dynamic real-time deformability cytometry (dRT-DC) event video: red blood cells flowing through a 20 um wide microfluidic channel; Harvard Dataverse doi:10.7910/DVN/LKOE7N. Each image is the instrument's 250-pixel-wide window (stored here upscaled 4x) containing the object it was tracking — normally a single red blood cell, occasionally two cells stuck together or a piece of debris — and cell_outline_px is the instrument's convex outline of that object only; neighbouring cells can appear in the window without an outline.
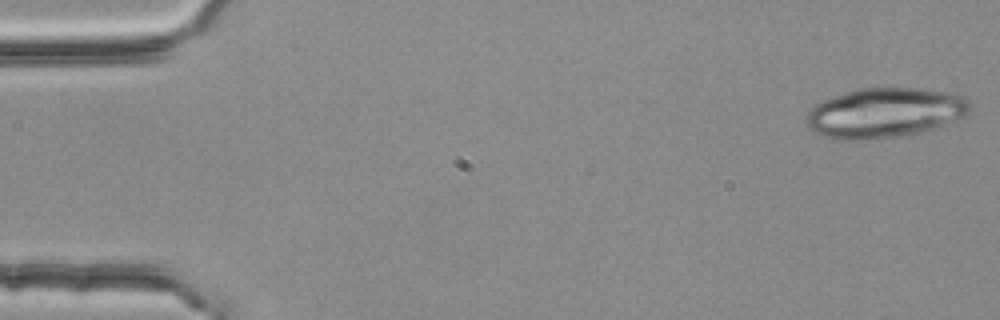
{"species": "common noctule bat (a hibernating species)", "species_latin": "Nyctalus noctula", "temperature_condition": "room temperature", "stored_images_in_passage": 53, "camera_frame_rate_fps": 3000, "um_per_image_px": 0.085, "animal": {"sex": "female", "body_mass_g": 25.1}, "frame": {"image": 1, "passage_image": 1, "time_ms": 0.0, "image_size_px": [1000, 320], "cell_outline_px": [[972, 108], [964, 116], [940, 128], [920, 132], [864, 140], [832, 140], [812, 132], [808, 128], [808, 112], [820, 100], [856, 88], [920, 88], [952, 92], [968, 100]], "centroid_in_image_um": [75.2, 9.59], "position_along_channel_um": 9.8, "area_um2": 47.97}}
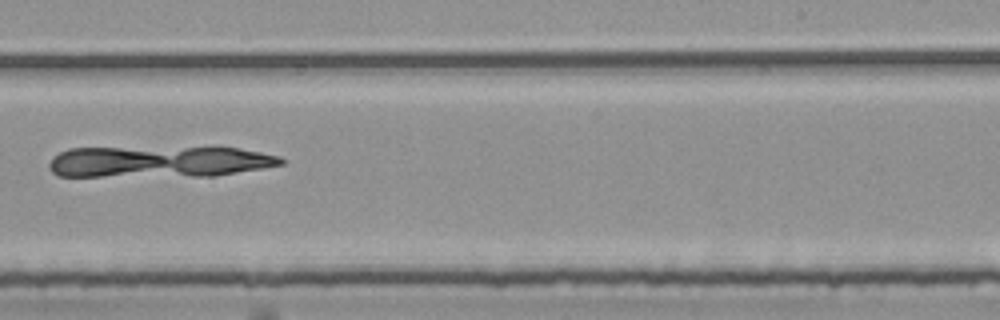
{"frame": {"image": 2, "passage_image": 33, "time_ms": 10.667, "image_size_px": [1000, 320], "cell_outline_px": [[284, 164], [212, 176], [60, 176], [52, 172], [48, 168], [48, 164], [60, 152], [68, 148], [212, 144], [216, 144], [240, 148], [280, 156], [284, 160]], "centroid_in_image_um": [13.58, 13.68], "position_along_channel_um": 275.4, "area_um2": 44.45}}
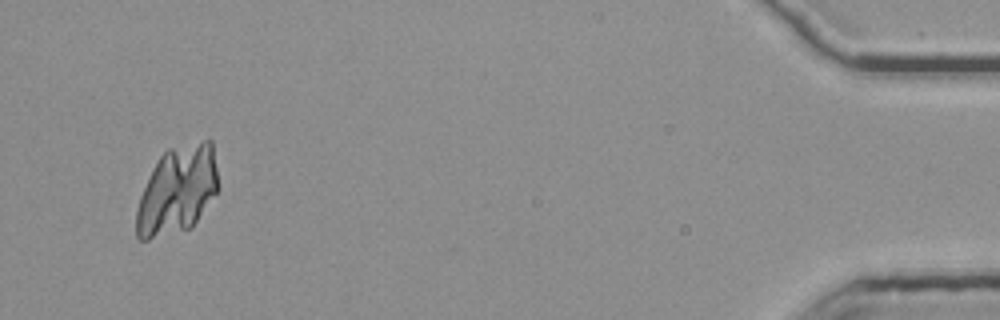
{"frame": {"image": 3, "passage_image": 51, "time_ms": 16.667, "image_size_px": [1000, 320], "cell_outline_px": [[220, 188], [192, 228], [148, 240], [140, 240], [136, 236], [136, 208], [140, 196], [152, 168], [160, 156], [168, 148], [204, 140], [212, 140]], "centroid_in_image_um": [15.08, 16.18], "position_along_channel_um": 420.1, "area_um2": 42.43}}